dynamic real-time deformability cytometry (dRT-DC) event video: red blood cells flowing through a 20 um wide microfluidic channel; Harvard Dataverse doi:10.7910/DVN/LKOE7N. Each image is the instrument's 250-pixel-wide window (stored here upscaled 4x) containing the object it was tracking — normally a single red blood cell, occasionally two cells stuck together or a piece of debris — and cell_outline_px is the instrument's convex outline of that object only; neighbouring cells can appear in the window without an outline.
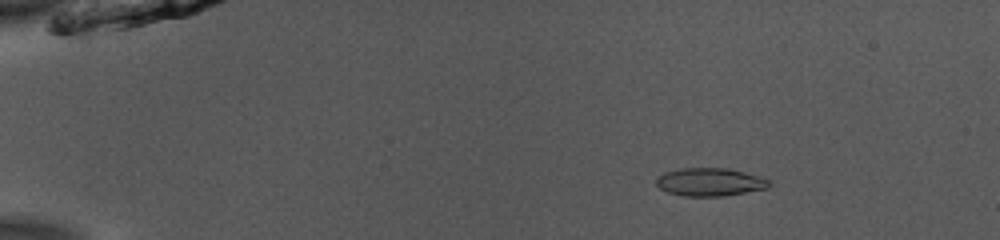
{"species": "common noctule bat (a hibernating species)", "species_latin": "Nyctalus noctula", "temperature_condition": "room temperature", "stored_images_in_passage": 50, "camera_frame_rate_fps": 3000, "um_per_image_px": 0.085, "animal": {"sex": "male", "body_mass_g": 13.0, "forearm_length_mm": 53.1}, "frame": {"image": 1, "passage_image": 7, "time_ms": 2.0, "image_size_px": [1000, 240], "cell_outline_px": [[772, 184], [768, 188], [724, 196], [684, 196], [668, 192], [660, 188], [656, 184], [656, 180], [664, 172], [680, 168], [728, 168], [744, 172], [768, 180]], "centroid_in_image_um": [60.33, 15.47], "position_along_channel_um": 24.7, "area_um2": 18.32}}
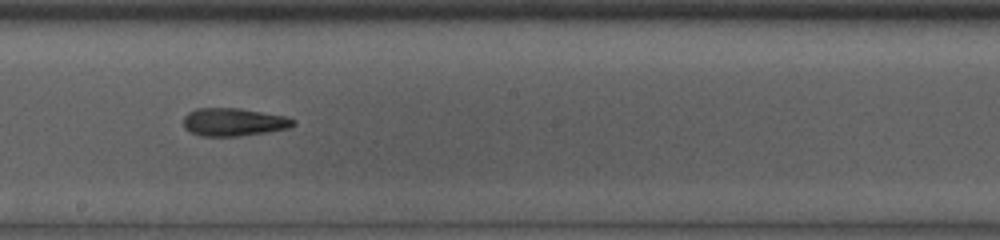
{"frame": {"image": 2, "passage_image": 29, "time_ms": 9.333, "image_size_px": [1000, 240], "cell_outline_px": [[296, 124], [288, 128], [240, 136], [200, 136], [184, 128], [184, 116], [188, 112], [196, 108], [240, 108], [288, 116], [296, 120]], "centroid_in_image_um": [19.88, 10.36], "position_along_channel_um": 228.3, "area_um2": 17.98}}
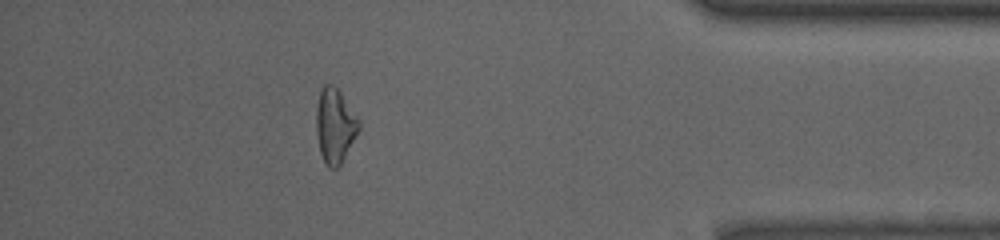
{"frame": {"image": 3, "passage_image": 45, "time_ms": 14.667, "image_size_px": [1000, 240], "cell_outline_px": [[360, 128], [340, 164], [336, 168], [328, 168], [324, 164], [320, 152], [316, 132], [316, 108], [320, 88], [324, 84], [332, 84], [340, 92], [360, 120]], "centroid_in_image_um": [28.45, 10.67], "position_along_channel_um": 406.8, "area_um2": 18.5}, "authors_computed_cell_mechanics": {"area_um2": 18.3226, "velocity_mm_per_s": 3.9448, "shape_relaxation_time_tau1_ms": 3.4757, "shape_relaxation_time_tau2_ms": 1.8504, "deformation_change_tau1": 0.1229, "deformation_change_tau2": 0.1018}}